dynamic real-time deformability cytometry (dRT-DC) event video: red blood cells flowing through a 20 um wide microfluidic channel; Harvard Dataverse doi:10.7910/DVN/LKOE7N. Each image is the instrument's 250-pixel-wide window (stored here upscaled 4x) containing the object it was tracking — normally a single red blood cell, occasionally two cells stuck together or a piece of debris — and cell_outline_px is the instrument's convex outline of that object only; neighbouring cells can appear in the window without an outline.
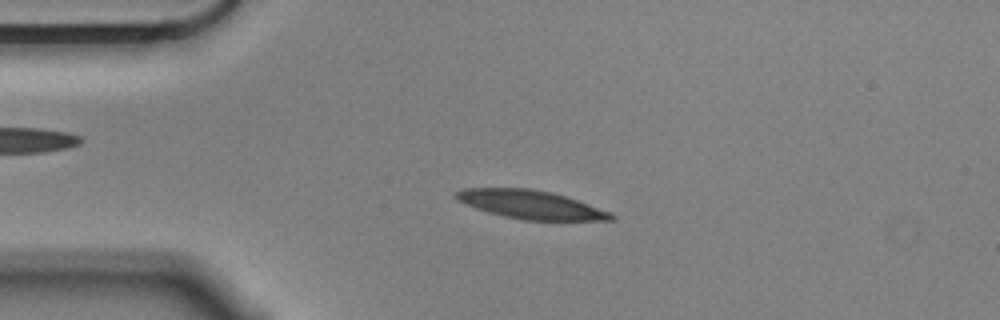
{"species": "Egyptian fruit bat (a non-hibernating species)", "species_latin": "Rousettus aegyptiacus", "temperature_condition": "cold", "stored_images_in_passage": 46, "camera_frame_rate_fps": 3000, "um_per_image_px": 0.085, "animal": {"sex": "male"}, "frame": {"image": 1, "passage_image": 2, "time_ms": 0.333, "image_size_px": [1000, 320], "cell_outline_px": [[616, 220], [524, 220], [504, 216], [488, 212], [476, 208], [456, 200], [452, 196], [452, 192], [460, 188], [528, 188], [552, 192], [612, 212], [616, 216]], "centroid_in_image_um": [45.06, 17.38], "position_along_channel_um": 39.9, "area_um2": 25.84}}
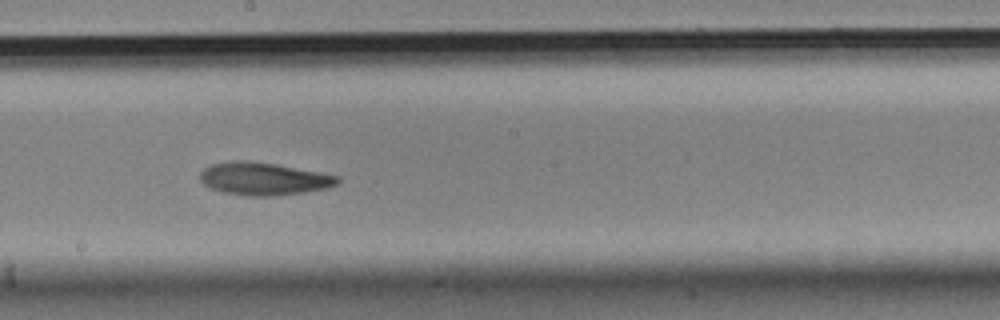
{"frame": {"image": 2, "passage_image": 20, "time_ms": 6.333, "image_size_px": [1000, 320], "cell_outline_px": [[340, 180], [336, 184], [328, 188], [304, 192], [272, 196], [248, 196], [224, 192], [212, 188], [204, 184], [200, 180], [200, 172], [204, 168], [212, 164], [232, 160], [248, 160], [276, 164], [320, 172], [340, 176]], "centroid_in_image_um": [22.41, 15.18], "position_along_channel_um": 225.8, "area_um2": 26.18}}
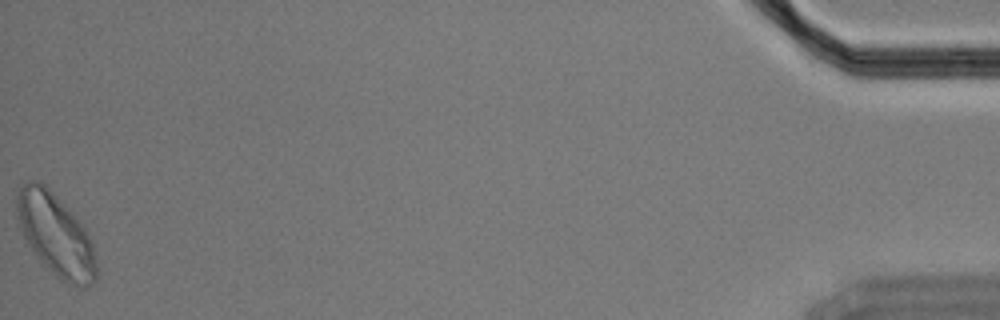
{"frame": {"image": 3, "passage_image": 46, "time_ms": 15.0, "image_size_px": [1000, 320], "cell_outline_px": [[96, 280], [92, 284], [84, 288], [80, 288], [68, 284], [56, 276], [48, 268], [32, 248], [24, 236], [16, 212], [16, 196], [20, 184], [28, 180], [40, 180], [48, 188], [84, 228], [92, 244], [96, 264]], "centroid_in_image_um": [4.72, 19.96], "position_along_channel_um": 430.5, "area_um2": 37.22}, "authors_computed_cell_mechanics": {"area_um2": 26.2123, "velocity_mm_per_s": 3.5072, "shape_relaxation_time_tau1_ms": 3.8891, "shape_relaxation_time_tau2_ms": null, "deformation_change_tau1": 0.1669, "deformation_change_tau2": null}}